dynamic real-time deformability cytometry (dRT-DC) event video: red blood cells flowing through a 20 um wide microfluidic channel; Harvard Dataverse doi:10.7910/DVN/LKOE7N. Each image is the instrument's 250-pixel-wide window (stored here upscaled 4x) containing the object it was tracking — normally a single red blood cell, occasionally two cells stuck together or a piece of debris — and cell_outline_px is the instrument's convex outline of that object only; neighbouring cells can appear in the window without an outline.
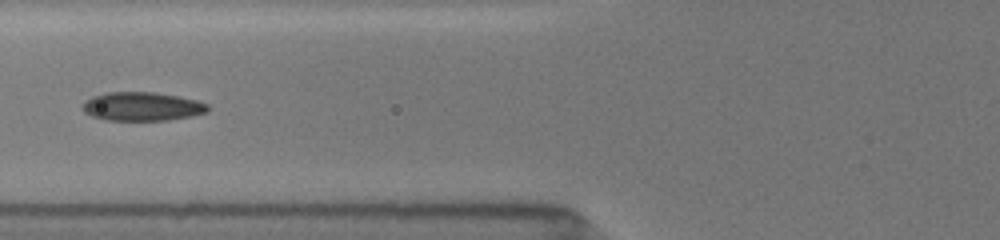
{"species": "common noctule bat (a hibernating species)", "species_latin": "Nyctalus noctula", "temperature_condition": "room temperature", "stored_images_in_passage": 19, "camera_frame_rate_fps": 3000, "um_per_image_px": 0.085, "animal": {"sex": "female", "body_mass_g": 19.5, "forearm_length_mm": 54.1}, "frame": {"image": 1, "passage_image": 14, "time_ms": 7.0, "image_size_px": [1000, 240], "cell_outline_px": [[212, 108], [208, 112], [192, 116], [168, 120], [104, 120], [92, 116], [84, 112], [80, 108], [84, 100], [92, 96], [108, 92], [156, 92], [180, 96], [196, 100], [208, 104]], "centroid_in_image_um": [12.08, 9.05], "position_along_channel_um": 113.7, "area_um2": 21.33}}
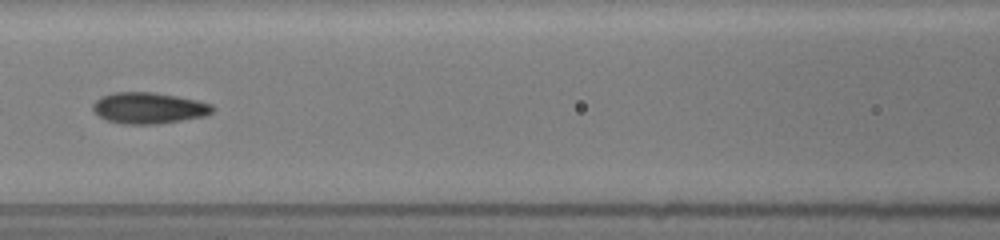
{"frame": {"image": 2, "passage_image": 17, "time_ms": 8.0, "image_size_px": [1000, 240], "cell_outline_px": [[216, 108], [212, 112], [204, 116], [156, 124], [124, 124], [108, 120], [100, 116], [92, 108], [92, 104], [100, 96], [112, 92], [156, 92], [196, 100], [212, 104]], "centroid_in_image_um": [12.64, 9.17], "position_along_channel_um": 154.0, "area_um2": 21.68}}